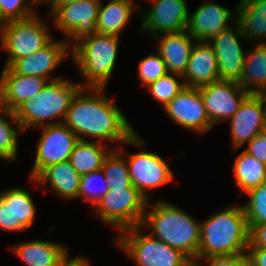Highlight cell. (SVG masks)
I'll return each mask as SVG.
<instances>
[{
  "mask_svg": "<svg viewBox=\"0 0 266 266\" xmlns=\"http://www.w3.org/2000/svg\"><path fill=\"white\" fill-rule=\"evenodd\" d=\"M104 91L105 88L82 87L71 102L64 124L82 141L92 137L93 142L119 141L142 148L144 142Z\"/></svg>",
  "mask_w": 266,
  "mask_h": 266,
  "instance_id": "1",
  "label": "cell"
},
{
  "mask_svg": "<svg viewBox=\"0 0 266 266\" xmlns=\"http://www.w3.org/2000/svg\"><path fill=\"white\" fill-rule=\"evenodd\" d=\"M148 202L140 227L151 228L150 236L183 253L192 263L198 259L200 222L168 201ZM150 207V209H149Z\"/></svg>",
  "mask_w": 266,
  "mask_h": 266,
  "instance_id": "2",
  "label": "cell"
},
{
  "mask_svg": "<svg viewBox=\"0 0 266 266\" xmlns=\"http://www.w3.org/2000/svg\"><path fill=\"white\" fill-rule=\"evenodd\" d=\"M198 259L246 254L249 226L243 205L230 204L200 221Z\"/></svg>",
  "mask_w": 266,
  "mask_h": 266,
  "instance_id": "3",
  "label": "cell"
},
{
  "mask_svg": "<svg viewBox=\"0 0 266 266\" xmlns=\"http://www.w3.org/2000/svg\"><path fill=\"white\" fill-rule=\"evenodd\" d=\"M81 88L79 82H70L63 77L48 81L40 92L14 111L22 131L32 127L64 123L71 102Z\"/></svg>",
  "mask_w": 266,
  "mask_h": 266,
  "instance_id": "4",
  "label": "cell"
},
{
  "mask_svg": "<svg viewBox=\"0 0 266 266\" xmlns=\"http://www.w3.org/2000/svg\"><path fill=\"white\" fill-rule=\"evenodd\" d=\"M120 36L94 33L71 47L72 61L84 83L82 87L106 88L118 56Z\"/></svg>",
  "mask_w": 266,
  "mask_h": 266,
  "instance_id": "5",
  "label": "cell"
},
{
  "mask_svg": "<svg viewBox=\"0 0 266 266\" xmlns=\"http://www.w3.org/2000/svg\"><path fill=\"white\" fill-rule=\"evenodd\" d=\"M140 226L127 228L116 240V245L131 258L136 266H193L180 251L144 233Z\"/></svg>",
  "mask_w": 266,
  "mask_h": 266,
  "instance_id": "6",
  "label": "cell"
},
{
  "mask_svg": "<svg viewBox=\"0 0 266 266\" xmlns=\"http://www.w3.org/2000/svg\"><path fill=\"white\" fill-rule=\"evenodd\" d=\"M149 200L133 185L113 187L93 208L99 221L114 226L121 232L140 226Z\"/></svg>",
  "mask_w": 266,
  "mask_h": 266,
  "instance_id": "7",
  "label": "cell"
},
{
  "mask_svg": "<svg viewBox=\"0 0 266 266\" xmlns=\"http://www.w3.org/2000/svg\"><path fill=\"white\" fill-rule=\"evenodd\" d=\"M49 24L35 15L0 25V46L7 52L4 67H9L16 59L36 53L46 46L53 37Z\"/></svg>",
  "mask_w": 266,
  "mask_h": 266,
  "instance_id": "8",
  "label": "cell"
},
{
  "mask_svg": "<svg viewBox=\"0 0 266 266\" xmlns=\"http://www.w3.org/2000/svg\"><path fill=\"white\" fill-rule=\"evenodd\" d=\"M100 2L101 0H79L59 6L49 16L54 28L64 33L63 38L70 47L96 33Z\"/></svg>",
  "mask_w": 266,
  "mask_h": 266,
  "instance_id": "9",
  "label": "cell"
},
{
  "mask_svg": "<svg viewBox=\"0 0 266 266\" xmlns=\"http://www.w3.org/2000/svg\"><path fill=\"white\" fill-rule=\"evenodd\" d=\"M37 143L30 178L36 179L47 167L67 161L79 141L77 135L64 123L45 125Z\"/></svg>",
  "mask_w": 266,
  "mask_h": 266,
  "instance_id": "10",
  "label": "cell"
},
{
  "mask_svg": "<svg viewBox=\"0 0 266 266\" xmlns=\"http://www.w3.org/2000/svg\"><path fill=\"white\" fill-rule=\"evenodd\" d=\"M149 10H139L142 18L140 32H149L152 38L164 33H179L187 29L189 9L185 0H149Z\"/></svg>",
  "mask_w": 266,
  "mask_h": 266,
  "instance_id": "11",
  "label": "cell"
},
{
  "mask_svg": "<svg viewBox=\"0 0 266 266\" xmlns=\"http://www.w3.org/2000/svg\"><path fill=\"white\" fill-rule=\"evenodd\" d=\"M163 110L173 122L191 132L201 135L214 127L199 88L185 87Z\"/></svg>",
  "mask_w": 266,
  "mask_h": 266,
  "instance_id": "12",
  "label": "cell"
},
{
  "mask_svg": "<svg viewBox=\"0 0 266 266\" xmlns=\"http://www.w3.org/2000/svg\"><path fill=\"white\" fill-rule=\"evenodd\" d=\"M207 115L212 123L230 120L250 94L236 81L219 80L199 88Z\"/></svg>",
  "mask_w": 266,
  "mask_h": 266,
  "instance_id": "13",
  "label": "cell"
},
{
  "mask_svg": "<svg viewBox=\"0 0 266 266\" xmlns=\"http://www.w3.org/2000/svg\"><path fill=\"white\" fill-rule=\"evenodd\" d=\"M132 185L137 188L147 200L148 190L162 187L174 178L173 171L159 154L152 152L132 153L126 158Z\"/></svg>",
  "mask_w": 266,
  "mask_h": 266,
  "instance_id": "14",
  "label": "cell"
},
{
  "mask_svg": "<svg viewBox=\"0 0 266 266\" xmlns=\"http://www.w3.org/2000/svg\"><path fill=\"white\" fill-rule=\"evenodd\" d=\"M242 39L245 40L240 26L235 23L208 41L217 58L219 80H240L246 56V51L240 45Z\"/></svg>",
  "mask_w": 266,
  "mask_h": 266,
  "instance_id": "15",
  "label": "cell"
},
{
  "mask_svg": "<svg viewBox=\"0 0 266 266\" xmlns=\"http://www.w3.org/2000/svg\"><path fill=\"white\" fill-rule=\"evenodd\" d=\"M71 47L65 39H52L36 53L16 59L9 68L16 74L34 75L54 81L61 76L50 78L66 57L71 56Z\"/></svg>",
  "mask_w": 266,
  "mask_h": 266,
  "instance_id": "16",
  "label": "cell"
},
{
  "mask_svg": "<svg viewBox=\"0 0 266 266\" xmlns=\"http://www.w3.org/2000/svg\"><path fill=\"white\" fill-rule=\"evenodd\" d=\"M234 12L215 1H206L189 14L187 31L196 41H209L236 23ZM229 22H232L231 25Z\"/></svg>",
  "mask_w": 266,
  "mask_h": 266,
  "instance_id": "17",
  "label": "cell"
},
{
  "mask_svg": "<svg viewBox=\"0 0 266 266\" xmlns=\"http://www.w3.org/2000/svg\"><path fill=\"white\" fill-rule=\"evenodd\" d=\"M229 121L232 148L235 151L259 135L266 122L259 98L250 93Z\"/></svg>",
  "mask_w": 266,
  "mask_h": 266,
  "instance_id": "18",
  "label": "cell"
},
{
  "mask_svg": "<svg viewBox=\"0 0 266 266\" xmlns=\"http://www.w3.org/2000/svg\"><path fill=\"white\" fill-rule=\"evenodd\" d=\"M48 80L34 75H20L4 67L0 75V105L15 111L21 104L35 96Z\"/></svg>",
  "mask_w": 266,
  "mask_h": 266,
  "instance_id": "19",
  "label": "cell"
},
{
  "mask_svg": "<svg viewBox=\"0 0 266 266\" xmlns=\"http://www.w3.org/2000/svg\"><path fill=\"white\" fill-rule=\"evenodd\" d=\"M152 39H157L155 51L163 58L168 73L184 76L196 40L187 30L179 33L160 34Z\"/></svg>",
  "mask_w": 266,
  "mask_h": 266,
  "instance_id": "20",
  "label": "cell"
},
{
  "mask_svg": "<svg viewBox=\"0 0 266 266\" xmlns=\"http://www.w3.org/2000/svg\"><path fill=\"white\" fill-rule=\"evenodd\" d=\"M183 80L186 87L194 88L219 81L217 58L208 41L195 42Z\"/></svg>",
  "mask_w": 266,
  "mask_h": 266,
  "instance_id": "21",
  "label": "cell"
},
{
  "mask_svg": "<svg viewBox=\"0 0 266 266\" xmlns=\"http://www.w3.org/2000/svg\"><path fill=\"white\" fill-rule=\"evenodd\" d=\"M10 249L27 266H62L69 259L65 246L49 240H28Z\"/></svg>",
  "mask_w": 266,
  "mask_h": 266,
  "instance_id": "22",
  "label": "cell"
},
{
  "mask_svg": "<svg viewBox=\"0 0 266 266\" xmlns=\"http://www.w3.org/2000/svg\"><path fill=\"white\" fill-rule=\"evenodd\" d=\"M80 180L81 176L69 160L47 167L36 179L30 178L38 185L49 184L51 193L64 200L78 198Z\"/></svg>",
  "mask_w": 266,
  "mask_h": 266,
  "instance_id": "23",
  "label": "cell"
},
{
  "mask_svg": "<svg viewBox=\"0 0 266 266\" xmlns=\"http://www.w3.org/2000/svg\"><path fill=\"white\" fill-rule=\"evenodd\" d=\"M236 8L243 37L251 44L253 39L255 44L266 43V0H240Z\"/></svg>",
  "mask_w": 266,
  "mask_h": 266,
  "instance_id": "24",
  "label": "cell"
},
{
  "mask_svg": "<svg viewBox=\"0 0 266 266\" xmlns=\"http://www.w3.org/2000/svg\"><path fill=\"white\" fill-rule=\"evenodd\" d=\"M138 5L131 0H110L106 5L100 2L96 33L120 36Z\"/></svg>",
  "mask_w": 266,
  "mask_h": 266,
  "instance_id": "25",
  "label": "cell"
},
{
  "mask_svg": "<svg viewBox=\"0 0 266 266\" xmlns=\"http://www.w3.org/2000/svg\"><path fill=\"white\" fill-rule=\"evenodd\" d=\"M79 140L70 155L69 161L80 176L101 170L103 163L113 149L107 143Z\"/></svg>",
  "mask_w": 266,
  "mask_h": 266,
  "instance_id": "26",
  "label": "cell"
},
{
  "mask_svg": "<svg viewBox=\"0 0 266 266\" xmlns=\"http://www.w3.org/2000/svg\"><path fill=\"white\" fill-rule=\"evenodd\" d=\"M237 83L252 94L266 86V43H254L246 51L243 72Z\"/></svg>",
  "mask_w": 266,
  "mask_h": 266,
  "instance_id": "27",
  "label": "cell"
},
{
  "mask_svg": "<svg viewBox=\"0 0 266 266\" xmlns=\"http://www.w3.org/2000/svg\"><path fill=\"white\" fill-rule=\"evenodd\" d=\"M232 172L236 186L245 194L266 182V164L244 150L236 157Z\"/></svg>",
  "mask_w": 266,
  "mask_h": 266,
  "instance_id": "28",
  "label": "cell"
},
{
  "mask_svg": "<svg viewBox=\"0 0 266 266\" xmlns=\"http://www.w3.org/2000/svg\"><path fill=\"white\" fill-rule=\"evenodd\" d=\"M4 114V115H3ZM3 115V116H2ZM15 123V128L11 125ZM23 131L16 119L15 113L5 106L0 105V159L13 162L18 156L19 133Z\"/></svg>",
  "mask_w": 266,
  "mask_h": 266,
  "instance_id": "29",
  "label": "cell"
},
{
  "mask_svg": "<svg viewBox=\"0 0 266 266\" xmlns=\"http://www.w3.org/2000/svg\"><path fill=\"white\" fill-rule=\"evenodd\" d=\"M121 148H114L107 155L101 168L109 185V189L113 187H131L132 183L129 176V168L126 158L123 156L125 152ZM124 152V153H123Z\"/></svg>",
  "mask_w": 266,
  "mask_h": 266,
  "instance_id": "30",
  "label": "cell"
},
{
  "mask_svg": "<svg viewBox=\"0 0 266 266\" xmlns=\"http://www.w3.org/2000/svg\"><path fill=\"white\" fill-rule=\"evenodd\" d=\"M33 195L27 189L13 187L14 231L29 229L36 216Z\"/></svg>",
  "mask_w": 266,
  "mask_h": 266,
  "instance_id": "31",
  "label": "cell"
},
{
  "mask_svg": "<svg viewBox=\"0 0 266 266\" xmlns=\"http://www.w3.org/2000/svg\"><path fill=\"white\" fill-rule=\"evenodd\" d=\"M145 87L153 98L160 102V105L165 108V106L186 86L183 76L167 73L165 76L149 83Z\"/></svg>",
  "mask_w": 266,
  "mask_h": 266,
  "instance_id": "32",
  "label": "cell"
},
{
  "mask_svg": "<svg viewBox=\"0 0 266 266\" xmlns=\"http://www.w3.org/2000/svg\"><path fill=\"white\" fill-rule=\"evenodd\" d=\"M109 191V185L102 170L81 176L78 198L88 201L94 208Z\"/></svg>",
  "mask_w": 266,
  "mask_h": 266,
  "instance_id": "33",
  "label": "cell"
},
{
  "mask_svg": "<svg viewBox=\"0 0 266 266\" xmlns=\"http://www.w3.org/2000/svg\"><path fill=\"white\" fill-rule=\"evenodd\" d=\"M249 200L242 204L248 224L266 223V182L253 188L248 193Z\"/></svg>",
  "mask_w": 266,
  "mask_h": 266,
  "instance_id": "34",
  "label": "cell"
},
{
  "mask_svg": "<svg viewBox=\"0 0 266 266\" xmlns=\"http://www.w3.org/2000/svg\"><path fill=\"white\" fill-rule=\"evenodd\" d=\"M137 68L138 77L144 86L168 73L166 64L157 51L140 60Z\"/></svg>",
  "mask_w": 266,
  "mask_h": 266,
  "instance_id": "35",
  "label": "cell"
},
{
  "mask_svg": "<svg viewBox=\"0 0 266 266\" xmlns=\"http://www.w3.org/2000/svg\"><path fill=\"white\" fill-rule=\"evenodd\" d=\"M34 5L31 0H0V25L35 15Z\"/></svg>",
  "mask_w": 266,
  "mask_h": 266,
  "instance_id": "36",
  "label": "cell"
},
{
  "mask_svg": "<svg viewBox=\"0 0 266 266\" xmlns=\"http://www.w3.org/2000/svg\"><path fill=\"white\" fill-rule=\"evenodd\" d=\"M0 228L14 231L13 188L0 191Z\"/></svg>",
  "mask_w": 266,
  "mask_h": 266,
  "instance_id": "37",
  "label": "cell"
},
{
  "mask_svg": "<svg viewBox=\"0 0 266 266\" xmlns=\"http://www.w3.org/2000/svg\"><path fill=\"white\" fill-rule=\"evenodd\" d=\"M202 262H201V261ZM247 254H237L228 256H214L204 259H197L193 266H204L203 262H207V266H246Z\"/></svg>",
  "mask_w": 266,
  "mask_h": 266,
  "instance_id": "38",
  "label": "cell"
},
{
  "mask_svg": "<svg viewBox=\"0 0 266 266\" xmlns=\"http://www.w3.org/2000/svg\"><path fill=\"white\" fill-rule=\"evenodd\" d=\"M249 245L248 248H266V223L248 224Z\"/></svg>",
  "mask_w": 266,
  "mask_h": 266,
  "instance_id": "39",
  "label": "cell"
},
{
  "mask_svg": "<svg viewBox=\"0 0 266 266\" xmlns=\"http://www.w3.org/2000/svg\"><path fill=\"white\" fill-rule=\"evenodd\" d=\"M244 151L266 164V139L262 135L259 134L248 142Z\"/></svg>",
  "mask_w": 266,
  "mask_h": 266,
  "instance_id": "40",
  "label": "cell"
},
{
  "mask_svg": "<svg viewBox=\"0 0 266 266\" xmlns=\"http://www.w3.org/2000/svg\"><path fill=\"white\" fill-rule=\"evenodd\" d=\"M246 254L253 266H266V248H247Z\"/></svg>",
  "mask_w": 266,
  "mask_h": 266,
  "instance_id": "41",
  "label": "cell"
},
{
  "mask_svg": "<svg viewBox=\"0 0 266 266\" xmlns=\"http://www.w3.org/2000/svg\"><path fill=\"white\" fill-rule=\"evenodd\" d=\"M62 266H91L88 258L85 259V256H75L73 258H69Z\"/></svg>",
  "mask_w": 266,
  "mask_h": 266,
  "instance_id": "42",
  "label": "cell"
},
{
  "mask_svg": "<svg viewBox=\"0 0 266 266\" xmlns=\"http://www.w3.org/2000/svg\"><path fill=\"white\" fill-rule=\"evenodd\" d=\"M79 0H52L50 3H49V16L61 5H65V4H69V3H72V2H77Z\"/></svg>",
  "mask_w": 266,
  "mask_h": 266,
  "instance_id": "43",
  "label": "cell"
},
{
  "mask_svg": "<svg viewBox=\"0 0 266 266\" xmlns=\"http://www.w3.org/2000/svg\"><path fill=\"white\" fill-rule=\"evenodd\" d=\"M255 95L259 98V100L262 103L263 109L265 111L266 114V86L262 87L261 89H259Z\"/></svg>",
  "mask_w": 266,
  "mask_h": 266,
  "instance_id": "44",
  "label": "cell"
},
{
  "mask_svg": "<svg viewBox=\"0 0 266 266\" xmlns=\"http://www.w3.org/2000/svg\"><path fill=\"white\" fill-rule=\"evenodd\" d=\"M35 5H38V4H49L52 0H31Z\"/></svg>",
  "mask_w": 266,
  "mask_h": 266,
  "instance_id": "45",
  "label": "cell"
},
{
  "mask_svg": "<svg viewBox=\"0 0 266 266\" xmlns=\"http://www.w3.org/2000/svg\"><path fill=\"white\" fill-rule=\"evenodd\" d=\"M260 135H262L266 139V122L260 131Z\"/></svg>",
  "mask_w": 266,
  "mask_h": 266,
  "instance_id": "46",
  "label": "cell"
},
{
  "mask_svg": "<svg viewBox=\"0 0 266 266\" xmlns=\"http://www.w3.org/2000/svg\"><path fill=\"white\" fill-rule=\"evenodd\" d=\"M246 266H253V265L247 260Z\"/></svg>",
  "mask_w": 266,
  "mask_h": 266,
  "instance_id": "47",
  "label": "cell"
}]
</instances>
